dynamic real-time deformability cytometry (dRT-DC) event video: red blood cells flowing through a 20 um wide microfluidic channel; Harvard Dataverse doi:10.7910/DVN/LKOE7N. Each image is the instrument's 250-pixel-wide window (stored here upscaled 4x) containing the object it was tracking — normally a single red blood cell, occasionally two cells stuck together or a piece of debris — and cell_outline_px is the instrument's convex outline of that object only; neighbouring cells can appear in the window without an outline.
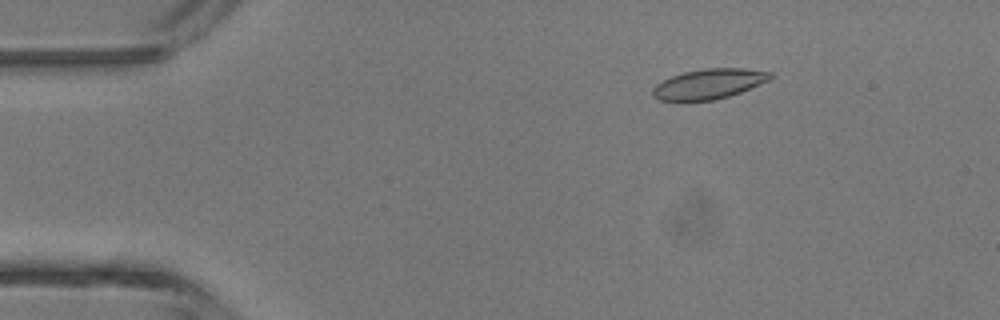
{"species": "common noctule bat (a hibernating species)", "species_latin": "Nyctalus noctula", "temperature_condition": "room temperature", "stored_images_in_passage": 46, "camera_frame_rate_fps": 3000, "um_per_image_px": 0.085, "animal": {"sex": "male", "body_mass_g": 13.3}, "frame": {"image": 1, "passage_image": 7, "time_ms": 2.0, "image_size_px": [1000, 320], "cell_outline_px": [[776, 76], [768, 80], [740, 92], [728, 96], [712, 100], [680, 104], [660, 100], [652, 96], [652, 88], [656, 84], [672, 76], [684, 72], [704, 68], [744, 68], [772, 72]], "centroid_in_image_um": [60.19, 7.17], "position_along_channel_um": 24.8, "area_um2": 21.15}}
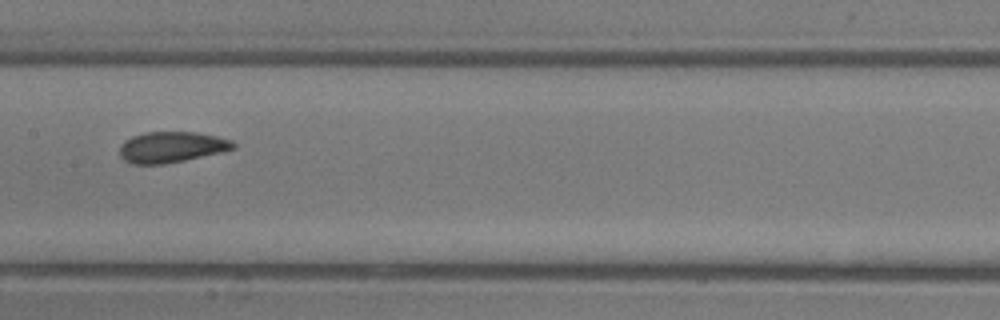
{"frame": {"image": 2, "passage_image": 23, "time_ms": 7.333, "image_size_px": [1000, 320], "cell_outline_px": [[236, 148], [224, 152], [164, 164], [132, 164], [124, 160], [120, 156], [120, 144], [124, 140], [132, 136], [144, 132], [196, 132], [216, 136], [232, 140], [236, 144]], "centroid_in_image_um": [14.59, 12.5], "position_along_channel_um": 192.8, "area_um2": 20.63}}
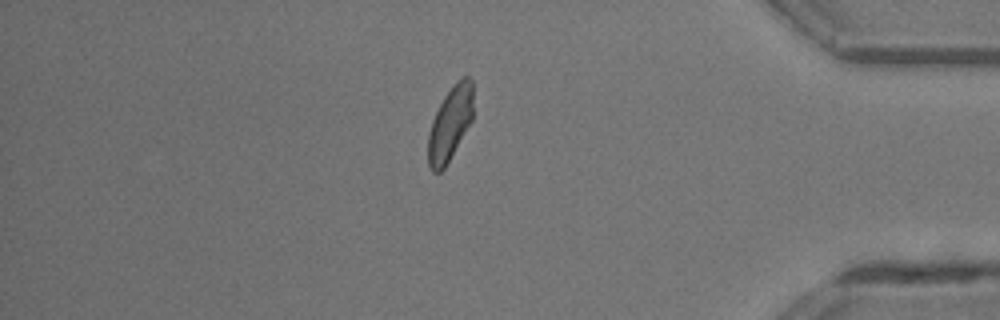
{"frame": {"image": 3, "passage_image": 39, "time_ms": 12.667, "image_size_px": [1000, 320], "cell_outline_px": [[472, 120], [444, 168], [440, 172], [432, 172], [428, 164], [428, 132], [432, 120], [444, 96], [456, 80], [464, 76], [468, 76], [472, 80]], "centroid_in_image_um": [38.24, 10.49], "position_along_channel_um": 397.0, "area_um2": 19.25}, "authors_computed_cell_mechanics": {"area_um2": 20.4323, "velocity_mm_per_s": 4.4866, "shape_relaxation_time_tau1_ms": 3.065, "shape_relaxation_time_tau2_ms": 0.8624, "deformation_change_tau1": 0.1062, "deformation_change_tau2": 0.0735}}